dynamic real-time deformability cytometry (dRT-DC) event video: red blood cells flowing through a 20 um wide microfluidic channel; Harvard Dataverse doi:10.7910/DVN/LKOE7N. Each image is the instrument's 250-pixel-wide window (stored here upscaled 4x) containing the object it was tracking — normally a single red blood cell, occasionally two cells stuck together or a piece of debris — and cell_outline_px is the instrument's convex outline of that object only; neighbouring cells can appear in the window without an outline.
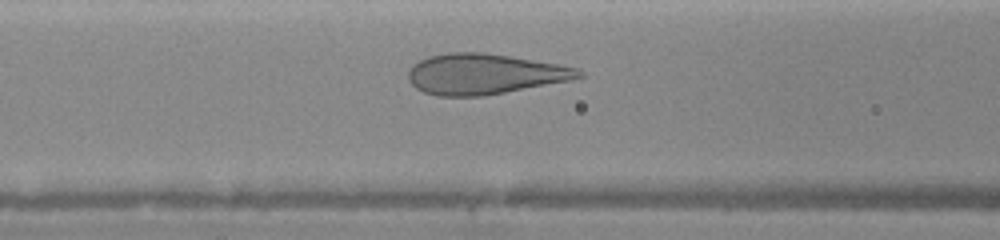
{"species": "human", "species_latin": "Homo sapiens", "temperature_condition": "warm", "stored_images_in_passage": 18, "camera_frame_rate_fps": 3000, "um_per_image_px": 0.085, "donor": {"sex": "female"}, "frame": {"image": 1, "passage_image": 9, "time_ms": 2.0, "image_size_px": [1000, 240], "cell_outline_px": [[584, 76], [568, 80], [484, 96], [436, 96], [424, 92], [416, 88], [408, 80], [408, 72], [412, 64], [428, 56], [448, 52], [480, 52], [508, 56], [580, 68], [584, 72]], "centroid_in_image_um": [41.12, 6.29], "position_along_channel_um": 125.5, "area_um2": 40.0}}
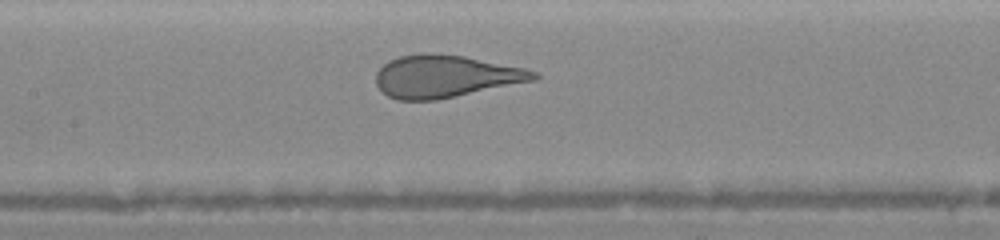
{"frame": {"image": 2, "passage_image": 13, "time_ms": 3.0, "image_size_px": [1000, 240], "cell_outline_px": [[540, 76], [536, 80], [436, 100], [396, 100], [388, 96], [376, 84], [376, 72], [388, 60], [400, 56], [424, 52], [428, 52], [464, 56], [524, 68], [536, 72]], "centroid_in_image_um": [37.84, 6.48], "position_along_channel_um": 169.6, "area_um2": 38.9}}